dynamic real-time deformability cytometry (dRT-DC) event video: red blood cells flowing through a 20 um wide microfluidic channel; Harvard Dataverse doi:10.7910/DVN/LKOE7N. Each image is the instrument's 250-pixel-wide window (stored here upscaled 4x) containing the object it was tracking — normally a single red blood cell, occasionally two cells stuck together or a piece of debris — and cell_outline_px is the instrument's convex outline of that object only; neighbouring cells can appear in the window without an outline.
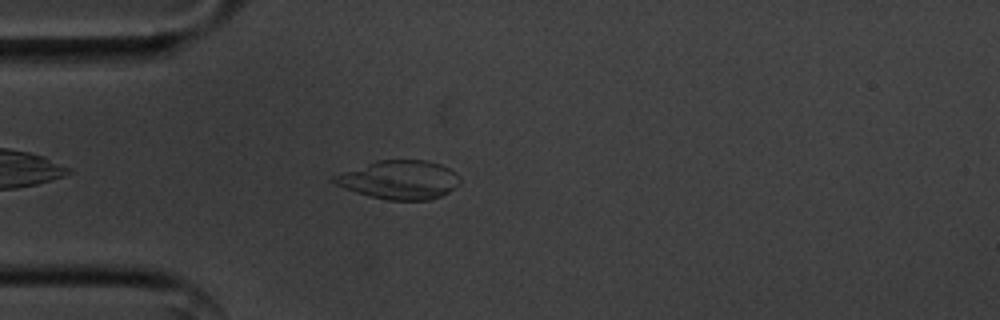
{"species": "common noctule bat (a hibernating species)", "species_latin": "Nyctalus noctula", "temperature_condition": "cold", "stored_images_in_passage": 31, "camera_frame_rate_fps": 3000, "um_per_image_px": 0.085, "animal": {"sex": "male", "body_mass_g": 20.1, "forearm_length_mm": 53.5}, "frame": {"image": 1, "passage_image": 6, "time_ms": 1.667, "image_size_px": [1000, 320], "cell_outline_px": [[460, 184], [448, 192], [440, 196], [428, 200], [388, 200], [368, 196], [356, 192], [336, 184], [332, 180], [332, 176], [340, 172], [376, 160], [428, 160], [440, 164], [456, 172], [460, 176]], "centroid_in_image_um": [33.95, 15.27], "position_along_channel_um": 51.1, "area_um2": 28.5}}
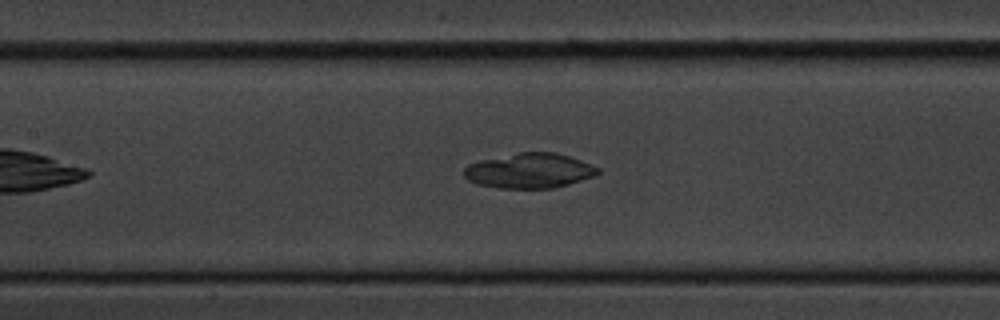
{"frame": {"image": 2, "passage_image": 16, "time_ms": 5.0, "image_size_px": [1000, 320], "cell_outline_px": [[600, 172], [596, 176], [568, 184], [552, 188], [500, 188], [480, 184], [468, 180], [464, 176], [464, 168], [468, 164], [480, 160], [520, 152], [556, 152], [580, 160], [600, 168]], "centroid_in_image_um": [45.02, 14.51], "position_along_channel_um": 162.4, "area_um2": 27.17}}
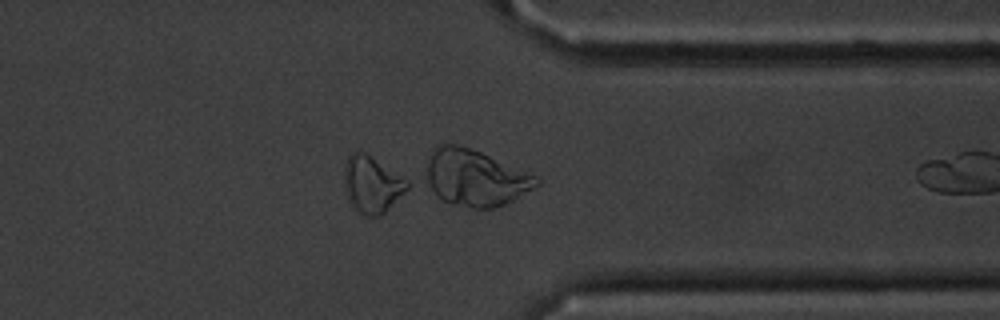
{"frame": {"image": 3, "passage_image": 30, "time_ms": 9.667, "image_size_px": [1000, 320], "cell_outline_px": [[408, 188], [380, 216], [368, 216], [356, 212], [348, 200], [344, 188], [344, 168], [348, 156], [352, 152], [364, 152], [408, 180]], "centroid_in_image_um": [31.57, 15.69], "position_along_channel_um": 379.8, "area_um2": 20.58}}